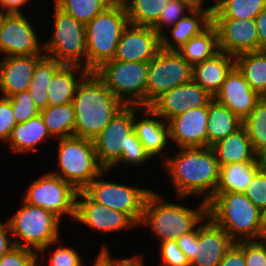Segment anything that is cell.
I'll list each match as a JSON object with an SVG mask.
<instances>
[{"label":"cell","mask_w":266,"mask_h":266,"mask_svg":"<svg viewBox=\"0 0 266 266\" xmlns=\"http://www.w3.org/2000/svg\"><path fill=\"white\" fill-rule=\"evenodd\" d=\"M128 24L125 4L115 0L85 25L87 70L93 72L102 63L114 58L118 42Z\"/></svg>","instance_id":"5b68a950"},{"label":"cell","mask_w":266,"mask_h":266,"mask_svg":"<svg viewBox=\"0 0 266 266\" xmlns=\"http://www.w3.org/2000/svg\"><path fill=\"white\" fill-rule=\"evenodd\" d=\"M17 125L9 98L0 97V139L8 141L12 129Z\"/></svg>","instance_id":"bcb514c9"},{"label":"cell","mask_w":266,"mask_h":266,"mask_svg":"<svg viewBox=\"0 0 266 266\" xmlns=\"http://www.w3.org/2000/svg\"><path fill=\"white\" fill-rule=\"evenodd\" d=\"M50 266H82L79 254L75 249L67 246H59L56 250L51 252Z\"/></svg>","instance_id":"7dc6e473"},{"label":"cell","mask_w":266,"mask_h":266,"mask_svg":"<svg viewBox=\"0 0 266 266\" xmlns=\"http://www.w3.org/2000/svg\"><path fill=\"white\" fill-rule=\"evenodd\" d=\"M151 158L150 155L147 153L145 150L144 146L142 143L139 141L138 137L136 136L135 132L133 131L129 136H128V144L126 147V151H122V155L120 160L113 166L114 167L118 166L122 163L126 164H141L145 162L147 159Z\"/></svg>","instance_id":"b9f144b4"},{"label":"cell","mask_w":266,"mask_h":266,"mask_svg":"<svg viewBox=\"0 0 266 266\" xmlns=\"http://www.w3.org/2000/svg\"><path fill=\"white\" fill-rule=\"evenodd\" d=\"M121 259L112 258L108 247H102L93 266H115Z\"/></svg>","instance_id":"f5cc1de1"},{"label":"cell","mask_w":266,"mask_h":266,"mask_svg":"<svg viewBox=\"0 0 266 266\" xmlns=\"http://www.w3.org/2000/svg\"><path fill=\"white\" fill-rule=\"evenodd\" d=\"M9 235H11V228L9 225V222L3 224L0 222V259L11 249L13 248L14 242L11 238H9Z\"/></svg>","instance_id":"816d5d0a"},{"label":"cell","mask_w":266,"mask_h":266,"mask_svg":"<svg viewBox=\"0 0 266 266\" xmlns=\"http://www.w3.org/2000/svg\"><path fill=\"white\" fill-rule=\"evenodd\" d=\"M218 51L217 32L212 23L204 31L189 39L177 50L192 65L211 58Z\"/></svg>","instance_id":"1f68e13d"},{"label":"cell","mask_w":266,"mask_h":266,"mask_svg":"<svg viewBox=\"0 0 266 266\" xmlns=\"http://www.w3.org/2000/svg\"><path fill=\"white\" fill-rule=\"evenodd\" d=\"M13 115L17 123L26 122L30 118L37 116L40 110L35 106L29 91H22L10 97Z\"/></svg>","instance_id":"ab89813d"},{"label":"cell","mask_w":266,"mask_h":266,"mask_svg":"<svg viewBox=\"0 0 266 266\" xmlns=\"http://www.w3.org/2000/svg\"><path fill=\"white\" fill-rule=\"evenodd\" d=\"M193 9L194 8H192L189 4H187L184 1L180 0L168 1L165 7L162 9L158 21L152 26V28L155 30L157 34L161 36L164 32L162 31L164 25L166 27H170L171 25L174 26L178 20L186 16V14H183L186 10H187L186 12H190Z\"/></svg>","instance_id":"f35d334b"},{"label":"cell","mask_w":266,"mask_h":266,"mask_svg":"<svg viewBox=\"0 0 266 266\" xmlns=\"http://www.w3.org/2000/svg\"><path fill=\"white\" fill-rule=\"evenodd\" d=\"M115 266H144V261L141 256L122 258Z\"/></svg>","instance_id":"11a10c76"},{"label":"cell","mask_w":266,"mask_h":266,"mask_svg":"<svg viewBox=\"0 0 266 266\" xmlns=\"http://www.w3.org/2000/svg\"><path fill=\"white\" fill-rule=\"evenodd\" d=\"M189 4L194 9H213V5L210 7H203L204 0H180Z\"/></svg>","instance_id":"9f6ffc18"},{"label":"cell","mask_w":266,"mask_h":266,"mask_svg":"<svg viewBox=\"0 0 266 266\" xmlns=\"http://www.w3.org/2000/svg\"><path fill=\"white\" fill-rule=\"evenodd\" d=\"M212 18L255 19L266 0H213Z\"/></svg>","instance_id":"e575fe53"},{"label":"cell","mask_w":266,"mask_h":266,"mask_svg":"<svg viewBox=\"0 0 266 266\" xmlns=\"http://www.w3.org/2000/svg\"><path fill=\"white\" fill-rule=\"evenodd\" d=\"M172 157H164L176 195L180 200L193 194H204L208 202L219 181L220 165L212 147H183ZM207 192V193H206Z\"/></svg>","instance_id":"6da1fadb"},{"label":"cell","mask_w":266,"mask_h":266,"mask_svg":"<svg viewBox=\"0 0 266 266\" xmlns=\"http://www.w3.org/2000/svg\"><path fill=\"white\" fill-rule=\"evenodd\" d=\"M161 50V37L150 26L128 24L118 42L112 60L149 62Z\"/></svg>","instance_id":"e0dca14e"},{"label":"cell","mask_w":266,"mask_h":266,"mask_svg":"<svg viewBox=\"0 0 266 266\" xmlns=\"http://www.w3.org/2000/svg\"><path fill=\"white\" fill-rule=\"evenodd\" d=\"M214 99L228 107L240 120L244 121L262 97L251 89L243 74L234 66L227 74Z\"/></svg>","instance_id":"ffe728a7"},{"label":"cell","mask_w":266,"mask_h":266,"mask_svg":"<svg viewBox=\"0 0 266 266\" xmlns=\"http://www.w3.org/2000/svg\"><path fill=\"white\" fill-rule=\"evenodd\" d=\"M180 250L187 256L190 263L195 258L196 228L190 233L184 234L177 239Z\"/></svg>","instance_id":"c3c4849f"},{"label":"cell","mask_w":266,"mask_h":266,"mask_svg":"<svg viewBox=\"0 0 266 266\" xmlns=\"http://www.w3.org/2000/svg\"><path fill=\"white\" fill-rule=\"evenodd\" d=\"M167 0H129L125 3L129 24L152 27L159 19Z\"/></svg>","instance_id":"d590c367"},{"label":"cell","mask_w":266,"mask_h":266,"mask_svg":"<svg viewBox=\"0 0 266 266\" xmlns=\"http://www.w3.org/2000/svg\"><path fill=\"white\" fill-rule=\"evenodd\" d=\"M254 151L259 155L266 150V97H263L250 115L242 121Z\"/></svg>","instance_id":"74e56055"},{"label":"cell","mask_w":266,"mask_h":266,"mask_svg":"<svg viewBox=\"0 0 266 266\" xmlns=\"http://www.w3.org/2000/svg\"><path fill=\"white\" fill-rule=\"evenodd\" d=\"M2 16H3V12L0 10V22H1Z\"/></svg>","instance_id":"6125c7cd"},{"label":"cell","mask_w":266,"mask_h":266,"mask_svg":"<svg viewBox=\"0 0 266 266\" xmlns=\"http://www.w3.org/2000/svg\"><path fill=\"white\" fill-rule=\"evenodd\" d=\"M134 131V106H124L93 140L98 162L110 170L126 151L128 136Z\"/></svg>","instance_id":"4fadbf2b"},{"label":"cell","mask_w":266,"mask_h":266,"mask_svg":"<svg viewBox=\"0 0 266 266\" xmlns=\"http://www.w3.org/2000/svg\"><path fill=\"white\" fill-rule=\"evenodd\" d=\"M115 0H54V4L86 25Z\"/></svg>","instance_id":"8d00e7d4"},{"label":"cell","mask_w":266,"mask_h":266,"mask_svg":"<svg viewBox=\"0 0 266 266\" xmlns=\"http://www.w3.org/2000/svg\"><path fill=\"white\" fill-rule=\"evenodd\" d=\"M260 169L266 174V150L258 155Z\"/></svg>","instance_id":"6f0895ef"},{"label":"cell","mask_w":266,"mask_h":266,"mask_svg":"<svg viewBox=\"0 0 266 266\" xmlns=\"http://www.w3.org/2000/svg\"><path fill=\"white\" fill-rule=\"evenodd\" d=\"M213 99L214 96L192 79L162 93L149 107L158 115V118L161 117L167 122L189 109L207 106Z\"/></svg>","instance_id":"9a60e30c"},{"label":"cell","mask_w":266,"mask_h":266,"mask_svg":"<svg viewBox=\"0 0 266 266\" xmlns=\"http://www.w3.org/2000/svg\"><path fill=\"white\" fill-rule=\"evenodd\" d=\"M0 54L28 56L44 54L35 29L22 13H3L0 22Z\"/></svg>","instance_id":"5bb4252c"},{"label":"cell","mask_w":266,"mask_h":266,"mask_svg":"<svg viewBox=\"0 0 266 266\" xmlns=\"http://www.w3.org/2000/svg\"><path fill=\"white\" fill-rule=\"evenodd\" d=\"M193 79V65L177 51L161 49L148 62L146 107L162 93Z\"/></svg>","instance_id":"8fae6325"},{"label":"cell","mask_w":266,"mask_h":266,"mask_svg":"<svg viewBox=\"0 0 266 266\" xmlns=\"http://www.w3.org/2000/svg\"><path fill=\"white\" fill-rule=\"evenodd\" d=\"M38 255L33 250L15 245L0 259V266H39Z\"/></svg>","instance_id":"60d3db41"},{"label":"cell","mask_w":266,"mask_h":266,"mask_svg":"<svg viewBox=\"0 0 266 266\" xmlns=\"http://www.w3.org/2000/svg\"><path fill=\"white\" fill-rule=\"evenodd\" d=\"M218 266H246L243 251L234 243Z\"/></svg>","instance_id":"681fc988"},{"label":"cell","mask_w":266,"mask_h":266,"mask_svg":"<svg viewBox=\"0 0 266 266\" xmlns=\"http://www.w3.org/2000/svg\"><path fill=\"white\" fill-rule=\"evenodd\" d=\"M29 0H0V8L3 13H22L20 8L26 5Z\"/></svg>","instance_id":"db71d44e"},{"label":"cell","mask_w":266,"mask_h":266,"mask_svg":"<svg viewBox=\"0 0 266 266\" xmlns=\"http://www.w3.org/2000/svg\"><path fill=\"white\" fill-rule=\"evenodd\" d=\"M93 72L124 106L146 107L148 62L109 60Z\"/></svg>","instance_id":"52a82bcc"},{"label":"cell","mask_w":266,"mask_h":266,"mask_svg":"<svg viewBox=\"0 0 266 266\" xmlns=\"http://www.w3.org/2000/svg\"><path fill=\"white\" fill-rule=\"evenodd\" d=\"M196 227L195 258L190 266H218L226 252L235 243L231 237L208 216Z\"/></svg>","instance_id":"d6986e66"},{"label":"cell","mask_w":266,"mask_h":266,"mask_svg":"<svg viewBox=\"0 0 266 266\" xmlns=\"http://www.w3.org/2000/svg\"><path fill=\"white\" fill-rule=\"evenodd\" d=\"M208 105L189 109L167 121L169 139L183 147H207Z\"/></svg>","instance_id":"44dd1931"},{"label":"cell","mask_w":266,"mask_h":266,"mask_svg":"<svg viewBox=\"0 0 266 266\" xmlns=\"http://www.w3.org/2000/svg\"><path fill=\"white\" fill-rule=\"evenodd\" d=\"M259 242L263 245V247L265 248L266 250V227L264 228L261 236L259 237Z\"/></svg>","instance_id":"680465c9"},{"label":"cell","mask_w":266,"mask_h":266,"mask_svg":"<svg viewBox=\"0 0 266 266\" xmlns=\"http://www.w3.org/2000/svg\"><path fill=\"white\" fill-rule=\"evenodd\" d=\"M207 216L236 243L257 241L264 228V213L244 193H214Z\"/></svg>","instance_id":"3957f363"},{"label":"cell","mask_w":266,"mask_h":266,"mask_svg":"<svg viewBox=\"0 0 266 266\" xmlns=\"http://www.w3.org/2000/svg\"><path fill=\"white\" fill-rule=\"evenodd\" d=\"M241 126L242 120L228 107L213 99L208 104L207 147H211Z\"/></svg>","instance_id":"83f0119b"},{"label":"cell","mask_w":266,"mask_h":266,"mask_svg":"<svg viewBox=\"0 0 266 266\" xmlns=\"http://www.w3.org/2000/svg\"><path fill=\"white\" fill-rule=\"evenodd\" d=\"M162 266H190L187 256L180 250L177 239L160 242Z\"/></svg>","instance_id":"ee69618b"},{"label":"cell","mask_w":266,"mask_h":266,"mask_svg":"<svg viewBox=\"0 0 266 266\" xmlns=\"http://www.w3.org/2000/svg\"><path fill=\"white\" fill-rule=\"evenodd\" d=\"M43 122L50 136L58 139L73 136L75 111L72 102L64 105L47 106L40 110Z\"/></svg>","instance_id":"d6a6232c"},{"label":"cell","mask_w":266,"mask_h":266,"mask_svg":"<svg viewBox=\"0 0 266 266\" xmlns=\"http://www.w3.org/2000/svg\"><path fill=\"white\" fill-rule=\"evenodd\" d=\"M211 147L220 166L230 163L259 162L258 154L254 151L243 125Z\"/></svg>","instance_id":"484cf974"},{"label":"cell","mask_w":266,"mask_h":266,"mask_svg":"<svg viewBox=\"0 0 266 266\" xmlns=\"http://www.w3.org/2000/svg\"><path fill=\"white\" fill-rule=\"evenodd\" d=\"M58 164L60 172L53 174L83 190L105 169L95 153L93 140L81 137L58 139Z\"/></svg>","instance_id":"ba28073f"},{"label":"cell","mask_w":266,"mask_h":266,"mask_svg":"<svg viewBox=\"0 0 266 266\" xmlns=\"http://www.w3.org/2000/svg\"><path fill=\"white\" fill-rule=\"evenodd\" d=\"M213 9H193L187 15L178 20L174 26H171V36L174 42L168 39L165 32L161 37V49L166 51H177L189 39L200 34L212 23ZM189 15V16H188ZM170 40V41H169Z\"/></svg>","instance_id":"d4e9b609"},{"label":"cell","mask_w":266,"mask_h":266,"mask_svg":"<svg viewBox=\"0 0 266 266\" xmlns=\"http://www.w3.org/2000/svg\"><path fill=\"white\" fill-rule=\"evenodd\" d=\"M235 244L243 251L246 266H266V250L258 240Z\"/></svg>","instance_id":"f6af8a7d"},{"label":"cell","mask_w":266,"mask_h":266,"mask_svg":"<svg viewBox=\"0 0 266 266\" xmlns=\"http://www.w3.org/2000/svg\"><path fill=\"white\" fill-rule=\"evenodd\" d=\"M258 37V51L266 50V8L255 18Z\"/></svg>","instance_id":"f907efd6"},{"label":"cell","mask_w":266,"mask_h":266,"mask_svg":"<svg viewBox=\"0 0 266 266\" xmlns=\"http://www.w3.org/2000/svg\"><path fill=\"white\" fill-rule=\"evenodd\" d=\"M259 170V162L230 163L220 166L219 181L214 193H244Z\"/></svg>","instance_id":"f1b7e54d"},{"label":"cell","mask_w":266,"mask_h":266,"mask_svg":"<svg viewBox=\"0 0 266 266\" xmlns=\"http://www.w3.org/2000/svg\"><path fill=\"white\" fill-rule=\"evenodd\" d=\"M78 190L52 172L30 183L23 201L52 212L61 219L68 214L75 219Z\"/></svg>","instance_id":"7c38bea8"},{"label":"cell","mask_w":266,"mask_h":266,"mask_svg":"<svg viewBox=\"0 0 266 266\" xmlns=\"http://www.w3.org/2000/svg\"><path fill=\"white\" fill-rule=\"evenodd\" d=\"M137 109H143L142 120L136 119ZM158 115L150 107L134 106V132L150 157L163 155V150L169 140V126L163 119H156ZM155 118V119H154ZM136 119V120H135Z\"/></svg>","instance_id":"603a6c76"},{"label":"cell","mask_w":266,"mask_h":266,"mask_svg":"<svg viewBox=\"0 0 266 266\" xmlns=\"http://www.w3.org/2000/svg\"><path fill=\"white\" fill-rule=\"evenodd\" d=\"M81 75L79 79L74 75ZM90 73L84 67L63 65L48 84V106L64 105L73 101L81 81Z\"/></svg>","instance_id":"4316f807"},{"label":"cell","mask_w":266,"mask_h":266,"mask_svg":"<svg viewBox=\"0 0 266 266\" xmlns=\"http://www.w3.org/2000/svg\"><path fill=\"white\" fill-rule=\"evenodd\" d=\"M207 217V202L202 201L196 209L164 202L153 191L148 195L140 225H147L160 242L178 239L193 231Z\"/></svg>","instance_id":"277c9868"},{"label":"cell","mask_w":266,"mask_h":266,"mask_svg":"<svg viewBox=\"0 0 266 266\" xmlns=\"http://www.w3.org/2000/svg\"><path fill=\"white\" fill-rule=\"evenodd\" d=\"M107 171L100 173L82 191L92 201L123 212L140 225L146 199L152 190L101 180Z\"/></svg>","instance_id":"30bf717a"},{"label":"cell","mask_w":266,"mask_h":266,"mask_svg":"<svg viewBox=\"0 0 266 266\" xmlns=\"http://www.w3.org/2000/svg\"><path fill=\"white\" fill-rule=\"evenodd\" d=\"M50 137L40 114L26 122L17 123L8 139L9 146L15 152H29Z\"/></svg>","instance_id":"f546056e"},{"label":"cell","mask_w":266,"mask_h":266,"mask_svg":"<svg viewBox=\"0 0 266 266\" xmlns=\"http://www.w3.org/2000/svg\"><path fill=\"white\" fill-rule=\"evenodd\" d=\"M45 54L9 56L0 60V90L2 97L27 91L37 63Z\"/></svg>","instance_id":"7402d4cb"},{"label":"cell","mask_w":266,"mask_h":266,"mask_svg":"<svg viewBox=\"0 0 266 266\" xmlns=\"http://www.w3.org/2000/svg\"><path fill=\"white\" fill-rule=\"evenodd\" d=\"M54 30L50 40L43 42L45 56L63 65L86 68L85 25L54 4Z\"/></svg>","instance_id":"9c48e42d"},{"label":"cell","mask_w":266,"mask_h":266,"mask_svg":"<svg viewBox=\"0 0 266 266\" xmlns=\"http://www.w3.org/2000/svg\"><path fill=\"white\" fill-rule=\"evenodd\" d=\"M11 218L8 222L11 233L15 235L12 240L16 246L40 254L39 251L44 252L48 246L60 242L61 220L48 210L23 201V206Z\"/></svg>","instance_id":"8992f818"},{"label":"cell","mask_w":266,"mask_h":266,"mask_svg":"<svg viewBox=\"0 0 266 266\" xmlns=\"http://www.w3.org/2000/svg\"><path fill=\"white\" fill-rule=\"evenodd\" d=\"M116 1H118V2H121V3H123V4H125L128 0H116Z\"/></svg>","instance_id":"91938a15"},{"label":"cell","mask_w":266,"mask_h":266,"mask_svg":"<svg viewBox=\"0 0 266 266\" xmlns=\"http://www.w3.org/2000/svg\"><path fill=\"white\" fill-rule=\"evenodd\" d=\"M63 66L58 61L44 56L35 66L28 91L35 106L42 110L48 106L47 87L53 75Z\"/></svg>","instance_id":"836d02e7"},{"label":"cell","mask_w":266,"mask_h":266,"mask_svg":"<svg viewBox=\"0 0 266 266\" xmlns=\"http://www.w3.org/2000/svg\"><path fill=\"white\" fill-rule=\"evenodd\" d=\"M264 223H265V227H266V212L264 213Z\"/></svg>","instance_id":"94428289"},{"label":"cell","mask_w":266,"mask_h":266,"mask_svg":"<svg viewBox=\"0 0 266 266\" xmlns=\"http://www.w3.org/2000/svg\"><path fill=\"white\" fill-rule=\"evenodd\" d=\"M244 194L260 211L266 212V174L261 169L254 175Z\"/></svg>","instance_id":"7bdbcfd3"},{"label":"cell","mask_w":266,"mask_h":266,"mask_svg":"<svg viewBox=\"0 0 266 266\" xmlns=\"http://www.w3.org/2000/svg\"><path fill=\"white\" fill-rule=\"evenodd\" d=\"M75 111L73 136L94 140L124 105L90 72L79 84L72 101Z\"/></svg>","instance_id":"7a4b0ae2"},{"label":"cell","mask_w":266,"mask_h":266,"mask_svg":"<svg viewBox=\"0 0 266 266\" xmlns=\"http://www.w3.org/2000/svg\"><path fill=\"white\" fill-rule=\"evenodd\" d=\"M218 48L229 55L258 51L255 19L212 18Z\"/></svg>","instance_id":"2e32d148"},{"label":"cell","mask_w":266,"mask_h":266,"mask_svg":"<svg viewBox=\"0 0 266 266\" xmlns=\"http://www.w3.org/2000/svg\"><path fill=\"white\" fill-rule=\"evenodd\" d=\"M235 66L243 74L251 89L262 98L266 97V50L235 56Z\"/></svg>","instance_id":"4dcf8cb0"},{"label":"cell","mask_w":266,"mask_h":266,"mask_svg":"<svg viewBox=\"0 0 266 266\" xmlns=\"http://www.w3.org/2000/svg\"><path fill=\"white\" fill-rule=\"evenodd\" d=\"M75 220L84 223L94 231L113 232L128 229L137 224L125 213L108 208L100 203L92 201L82 190L77 193Z\"/></svg>","instance_id":"ac0fdd59"},{"label":"cell","mask_w":266,"mask_h":266,"mask_svg":"<svg viewBox=\"0 0 266 266\" xmlns=\"http://www.w3.org/2000/svg\"><path fill=\"white\" fill-rule=\"evenodd\" d=\"M234 66L235 57L219 50L211 58L193 65V80L215 96Z\"/></svg>","instance_id":"cb8c5ba5"}]
</instances>
